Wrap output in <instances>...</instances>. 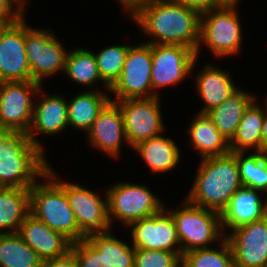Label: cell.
<instances>
[{"label": "cell", "instance_id": "obj_1", "mask_svg": "<svg viewBox=\"0 0 267 267\" xmlns=\"http://www.w3.org/2000/svg\"><path fill=\"white\" fill-rule=\"evenodd\" d=\"M201 13L173 0H157L140 9L132 19L153 40L148 44L182 45L196 51Z\"/></svg>", "mask_w": 267, "mask_h": 267}, {"label": "cell", "instance_id": "obj_2", "mask_svg": "<svg viewBox=\"0 0 267 267\" xmlns=\"http://www.w3.org/2000/svg\"><path fill=\"white\" fill-rule=\"evenodd\" d=\"M186 200L195 206L222 213L231 197L243 186L236 156L230 152L201 159Z\"/></svg>", "mask_w": 267, "mask_h": 267}, {"label": "cell", "instance_id": "obj_3", "mask_svg": "<svg viewBox=\"0 0 267 267\" xmlns=\"http://www.w3.org/2000/svg\"><path fill=\"white\" fill-rule=\"evenodd\" d=\"M44 157L27 133L10 132L0 144V186L30 189L50 165Z\"/></svg>", "mask_w": 267, "mask_h": 267}, {"label": "cell", "instance_id": "obj_4", "mask_svg": "<svg viewBox=\"0 0 267 267\" xmlns=\"http://www.w3.org/2000/svg\"><path fill=\"white\" fill-rule=\"evenodd\" d=\"M29 189L30 214L41 220L52 230L62 233L72 243L85 239L79 230L72 208L64 189L46 172Z\"/></svg>", "mask_w": 267, "mask_h": 267}, {"label": "cell", "instance_id": "obj_5", "mask_svg": "<svg viewBox=\"0 0 267 267\" xmlns=\"http://www.w3.org/2000/svg\"><path fill=\"white\" fill-rule=\"evenodd\" d=\"M236 6L219 5L201 13L199 42L195 51L197 59L202 43L219 58L232 56L241 49L243 36Z\"/></svg>", "mask_w": 267, "mask_h": 267}, {"label": "cell", "instance_id": "obj_6", "mask_svg": "<svg viewBox=\"0 0 267 267\" xmlns=\"http://www.w3.org/2000/svg\"><path fill=\"white\" fill-rule=\"evenodd\" d=\"M183 205L181 209L169 210L176 225L182 256L194 249L207 248L209 243L219 238L223 239L220 213L195 206L186 199Z\"/></svg>", "mask_w": 267, "mask_h": 267}, {"label": "cell", "instance_id": "obj_7", "mask_svg": "<svg viewBox=\"0 0 267 267\" xmlns=\"http://www.w3.org/2000/svg\"><path fill=\"white\" fill-rule=\"evenodd\" d=\"M110 224L112 218L130 226L133 222L160 212L164 206L144 185L120 182L110 187L106 194Z\"/></svg>", "mask_w": 267, "mask_h": 267}, {"label": "cell", "instance_id": "obj_8", "mask_svg": "<svg viewBox=\"0 0 267 267\" xmlns=\"http://www.w3.org/2000/svg\"><path fill=\"white\" fill-rule=\"evenodd\" d=\"M152 44H132L118 80L109 89L118 101L124 99L153 98L151 85Z\"/></svg>", "mask_w": 267, "mask_h": 267}, {"label": "cell", "instance_id": "obj_9", "mask_svg": "<svg viewBox=\"0 0 267 267\" xmlns=\"http://www.w3.org/2000/svg\"><path fill=\"white\" fill-rule=\"evenodd\" d=\"M65 191L79 230L85 235L110 231L107 199L79 184L61 182L50 165L46 171ZM59 180V181H57Z\"/></svg>", "mask_w": 267, "mask_h": 267}, {"label": "cell", "instance_id": "obj_10", "mask_svg": "<svg viewBox=\"0 0 267 267\" xmlns=\"http://www.w3.org/2000/svg\"><path fill=\"white\" fill-rule=\"evenodd\" d=\"M25 51L32 81L42 84L46 77L65 70L68 51L66 52L52 31L37 30L25 23Z\"/></svg>", "mask_w": 267, "mask_h": 267}, {"label": "cell", "instance_id": "obj_11", "mask_svg": "<svg viewBox=\"0 0 267 267\" xmlns=\"http://www.w3.org/2000/svg\"><path fill=\"white\" fill-rule=\"evenodd\" d=\"M42 85L35 81L0 82V127L27 133L33 118L31 95H39Z\"/></svg>", "mask_w": 267, "mask_h": 267}, {"label": "cell", "instance_id": "obj_12", "mask_svg": "<svg viewBox=\"0 0 267 267\" xmlns=\"http://www.w3.org/2000/svg\"><path fill=\"white\" fill-rule=\"evenodd\" d=\"M159 101L158 96L114 101L122 112L127 144L132 149L165 130Z\"/></svg>", "mask_w": 267, "mask_h": 267}, {"label": "cell", "instance_id": "obj_13", "mask_svg": "<svg viewBox=\"0 0 267 267\" xmlns=\"http://www.w3.org/2000/svg\"><path fill=\"white\" fill-rule=\"evenodd\" d=\"M197 61L196 53L189 47L171 44H152L151 85L155 96L157 89L177 85L189 76Z\"/></svg>", "mask_w": 267, "mask_h": 267}, {"label": "cell", "instance_id": "obj_14", "mask_svg": "<svg viewBox=\"0 0 267 267\" xmlns=\"http://www.w3.org/2000/svg\"><path fill=\"white\" fill-rule=\"evenodd\" d=\"M223 235L231 247L235 267H267V215Z\"/></svg>", "mask_w": 267, "mask_h": 267}, {"label": "cell", "instance_id": "obj_15", "mask_svg": "<svg viewBox=\"0 0 267 267\" xmlns=\"http://www.w3.org/2000/svg\"><path fill=\"white\" fill-rule=\"evenodd\" d=\"M135 249L181 252L174 219L165 207L158 213L130 226ZM178 246V247H177Z\"/></svg>", "mask_w": 267, "mask_h": 267}, {"label": "cell", "instance_id": "obj_16", "mask_svg": "<svg viewBox=\"0 0 267 267\" xmlns=\"http://www.w3.org/2000/svg\"><path fill=\"white\" fill-rule=\"evenodd\" d=\"M24 18L10 25L0 39V82L32 81L25 51Z\"/></svg>", "mask_w": 267, "mask_h": 267}, {"label": "cell", "instance_id": "obj_17", "mask_svg": "<svg viewBox=\"0 0 267 267\" xmlns=\"http://www.w3.org/2000/svg\"><path fill=\"white\" fill-rule=\"evenodd\" d=\"M87 134L92 147L108 153V156L118 157L123 139L127 144L120 107L110 100L99 112Z\"/></svg>", "mask_w": 267, "mask_h": 267}, {"label": "cell", "instance_id": "obj_18", "mask_svg": "<svg viewBox=\"0 0 267 267\" xmlns=\"http://www.w3.org/2000/svg\"><path fill=\"white\" fill-rule=\"evenodd\" d=\"M18 234L43 261L65 255L72 244L62 233L52 230L30 213L21 224Z\"/></svg>", "mask_w": 267, "mask_h": 267}, {"label": "cell", "instance_id": "obj_19", "mask_svg": "<svg viewBox=\"0 0 267 267\" xmlns=\"http://www.w3.org/2000/svg\"><path fill=\"white\" fill-rule=\"evenodd\" d=\"M41 98L37 99L36 107L33 108V118L27 136L33 145L43 151V145L35 134L50 136L68 128V107L66 99L61 94Z\"/></svg>", "mask_w": 267, "mask_h": 267}, {"label": "cell", "instance_id": "obj_20", "mask_svg": "<svg viewBox=\"0 0 267 267\" xmlns=\"http://www.w3.org/2000/svg\"><path fill=\"white\" fill-rule=\"evenodd\" d=\"M259 192L262 191L241 186L220 214L222 228L233 230L264 218L267 215V199L264 202Z\"/></svg>", "mask_w": 267, "mask_h": 267}, {"label": "cell", "instance_id": "obj_21", "mask_svg": "<svg viewBox=\"0 0 267 267\" xmlns=\"http://www.w3.org/2000/svg\"><path fill=\"white\" fill-rule=\"evenodd\" d=\"M195 77L198 95L205 104L199 113L206 114L219 106L239 88L235 86L229 72L206 65Z\"/></svg>", "mask_w": 267, "mask_h": 267}, {"label": "cell", "instance_id": "obj_22", "mask_svg": "<svg viewBox=\"0 0 267 267\" xmlns=\"http://www.w3.org/2000/svg\"><path fill=\"white\" fill-rule=\"evenodd\" d=\"M257 99L250 93L238 89L219 106L206 114L228 142L234 137L237 127L250 104Z\"/></svg>", "mask_w": 267, "mask_h": 267}, {"label": "cell", "instance_id": "obj_23", "mask_svg": "<svg viewBox=\"0 0 267 267\" xmlns=\"http://www.w3.org/2000/svg\"><path fill=\"white\" fill-rule=\"evenodd\" d=\"M187 130L191 146L198 150L202 159L230 153L229 142L219 132L207 114L199 113Z\"/></svg>", "mask_w": 267, "mask_h": 267}, {"label": "cell", "instance_id": "obj_24", "mask_svg": "<svg viewBox=\"0 0 267 267\" xmlns=\"http://www.w3.org/2000/svg\"><path fill=\"white\" fill-rule=\"evenodd\" d=\"M29 208V189L17 187H1L0 234L18 233L21 224L30 213ZM4 229L10 230L6 231Z\"/></svg>", "mask_w": 267, "mask_h": 267}, {"label": "cell", "instance_id": "obj_25", "mask_svg": "<svg viewBox=\"0 0 267 267\" xmlns=\"http://www.w3.org/2000/svg\"><path fill=\"white\" fill-rule=\"evenodd\" d=\"M133 148L140 153L153 174L170 172L179 164L180 151L171 138L158 135Z\"/></svg>", "mask_w": 267, "mask_h": 267}, {"label": "cell", "instance_id": "obj_26", "mask_svg": "<svg viewBox=\"0 0 267 267\" xmlns=\"http://www.w3.org/2000/svg\"><path fill=\"white\" fill-rule=\"evenodd\" d=\"M256 99L245 110L237 127L236 133L229 142L231 152H247L249 148L254 152H263L261 132L265 109L256 104Z\"/></svg>", "mask_w": 267, "mask_h": 267}, {"label": "cell", "instance_id": "obj_27", "mask_svg": "<svg viewBox=\"0 0 267 267\" xmlns=\"http://www.w3.org/2000/svg\"><path fill=\"white\" fill-rule=\"evenodd\" d=\"M110 100L103 91L80 92L75 98L67 101L68 127L88 132L99 112Z\"/></svg>", "mask_w": 267, "mask_h": 267}, {"label": "cell", "instance_id": "obj_28", "mask_svg": "<svg viewBox=\"0 0 267 267\" xmlns=\"http://www.w3.org/2000/svg\"><path fill=\"white\" fill-rule=\"evenodd\" d=\"M42 263L18 233L0 234V267H42Z\"/></svg>", "mask_w": 267, "mask_h": 267}, {"label": "cell", "instance_id": "obj_29", "mask_svg": "<svg viewBox=\"0 0 267 267\" xmlns=\"http://www.w3.org/2000/svg\"><path fill=\"white\" fill-rule=\"evenodd\" d=\"M111 231L92 233L85 239L105 256L111 267H134L136 249L113 236Z\"/></svg>", "mask_w": 267, "mask_h": 267}, {"label": "cell", "instance_id": "obj_30", "mask_svg": "<svg viewBox=\"0 0 267 267\" xmlns=\"http://www.w3.org/2000/svg\"><path fill=\"white\" fill-rule=\"evenodd\" d=\"M67 77L80 85L94 86L101 80L95 53L83 48L68 52L65 70Z\"/></svg>", "mask_w": 267, "mask_h": 267}, {"label": "cell", "instance_id": "obj_31", "mask_svg": "<svg viewBox=\"0 0 267 267\" xmlns=\"http://www.w3.org/2000/svg\"><path fill=\"white\" fill-rule=\"evenodd\" d=\"M237 159L242 185L267 193V152H232Z\"/></svg>", "mask_w": 267, "mask_h": 267}, {"label": "cell", "instance_id": "obj_32", "mask_svg": "<svg viewBox=\"0 0 267 267\" xmlns=\"http://www.w3.org/2000/svg\"><path fill=\"white\" fill-rule=\"evenodd\" d=\"M220 249L200 248L182 256V267H235L231 247L225 237L218 241Z\"/></svg>", "mask_w": 267, "mask_h": 267}, {"label": "cell", "instance_id": "obj_33", "mask_svg": "<svg viewBox=\"0 0 267 267\" xmlns=\"http://www.w3.org/2000/svg\"><path fill=\"white\" fill-rule=\"evenodd\" d=\"M131 45H112L95 54L101 80L109 89L120 77L127 51Z\"/></svg>", "mask_w": 267, "mask_h": 267}, {"label": "cell", "instance_id": "obj_34", "mask_svg": "<svg viewBox=\"0 0 267 267\" xmlns=\"http://www.w3.org/2000/svg\"><path fill=\"white\" fill-rule=\"evenodd\" d=\"M134 267H182V253L136 249Z\"/></svg>", "mask_w": 267, "mask_h": 267}, {"label": "cell", "instance_id": "obj_35", "mask_svg": "<svg viewBox=\"0 0 267 267\" xmlns=\"http://www.w3.org/2000/svg\"><path fill=\"white\" fill-rule=\"evenodd\" d=\"M77 267H111L103 254H100L86 239L71 244Z\"/></svg>", "mask_w": 267, "mask_h": 267}, {"label": "cell", "instance_id": "obj_36", "mask_svg": "<svg viewBox=\"0 0 267 267\" xmlns=\"http://www.w3.org/2000/svg\"><path fill=\"white\" fill-rule=\"evenodd\" d=\"M25 9L18 0H0V21L18 22L25 15Z\"/></svg>", "mask_w": 267, "mask_h": 267}, {"label": "cell", "instance_id": "obj_37", "mask_svg": "<svg viewBox=\"0 0 267 267\" xmlns=\"http://www.w3.org/2000/svg\"><path fill=\"white\" fill-rule=\"evenodd\" d=\"M42 267H77L74 253L69 250L65 255L43 261Z\"/></svg>", "mask_w": 267, "mask_h": 267}, {"label": "cell", "instance_id": "obj_38", "mask_svg": "<svg viewBox=\"0 0 267 267\" xmlns=\"http://www.w3.org/2000/svg\"><path fill=\"white\" fill-rule=\"evenodd\" d=\"M187 7L194 8L200 13L219 6L215 0H173Z\"/></svg>", "mask_w": 267, "mask_h": 267}, {"label": "cell", "instance_id": "obj_39", "mask_svg": "<svg viewBox=\"0 0 267 267\" xmlns=\"http://www.w3.org/2000/svg\"><path fill=\"white\" fill-rule=\"evenodd\" d=\"M120 4L129 12L131 18L143 7L151 5L155 0H119Z\"/></svg>", "mask_w": 267, "mask_h": 267}, {"label": "cell", "instance_id": "obj_40", "mask_svg": "<svg viewBox=\"0 0 267 267\" xmlns=\"http://www.w3.org/2000/svg\"><path fill=\"white\" fill-rule=\"evenodd\" d=\"M266 108L264 113V120L261 132L263 152H267V101L265 102Z\"/></svg>", "mask_w": 267, "mask_h": 267}, {"label": "cell", "instance_id": "obj_41", "mask_svg": "<svg viewBox=\"0 0 267 267\" xmlns=\"http://www.w3.org/2000/svg\"><path fill=\"white\" fill-rule=\"evenodd\" d=\"M16 22H2L0 21V39L3 35V33L5 32V30L12 24H14Z\"/></svg>", "mask_w": 267, "mask_h": 267}, {"label": "cell", "instance_id": "obj_42", "mask_svg": "<svg viewBox=\"0 0 267 267\" xmlns=\"http://www.w3.org/2000/svg\"><path fill=\"white\" fill-rule=\"evenodd\" d=\"M219 5H237L239 0H215Z\"/></svg>", "mask_w": 267, "mask_h": 267}, {"label": "cell", "instance_id": "obj_43", "mask_svg": "<svg viewBox=\"0 0 267 267\" xmlns=\"http://www.w3.org/2000/svg\"><path fill=\"white\" fill-rule=\"evenodd\" d=\"M11 131L5 129V128H2L0 127V144H1V141L10 133Z\"/></svg>", "mask_w": 267, "mask_h": 267}, {"label": "cell", "instance_id": "obj_44", "mask_svg": "<svg viewBox=\"0 0 267 267\" xmlns=\"http://www.w3.org/2000/svg\"><path fill=\"white\" fill-rule=\"evenodd\" d=\"M22 5L26 6V0H18Z\"/></svg>", "mask_w": 267, "mask_h": 267}]
</instances>
